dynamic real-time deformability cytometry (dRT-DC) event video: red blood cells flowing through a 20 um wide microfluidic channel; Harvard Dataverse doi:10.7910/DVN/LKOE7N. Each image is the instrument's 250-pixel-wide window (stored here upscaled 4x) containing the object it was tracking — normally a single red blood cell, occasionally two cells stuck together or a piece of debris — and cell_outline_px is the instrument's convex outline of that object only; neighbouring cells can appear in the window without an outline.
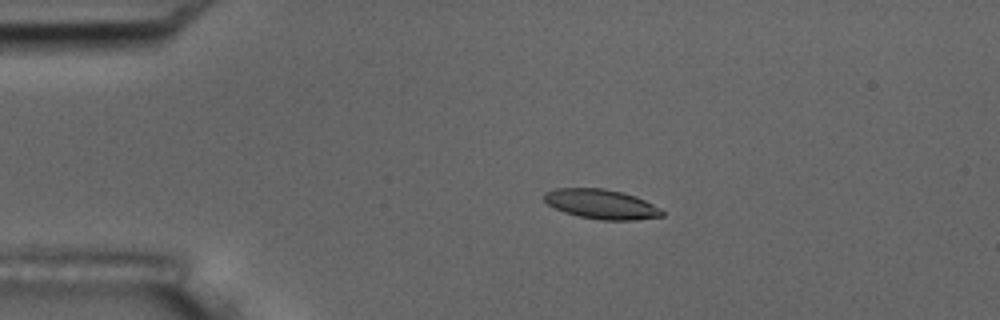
{"species": "common noctule bat (a hibernating species)", "species_latin": "Nyctalus noctula", "temperature_condition": "room temperature", "stored_images_in_passage": 5, "camera_frame_rate_fps": 3000, "um_per_image_px": 0.085, "animal": {"sex": "male", "body_mass_g": 17.5, "forearm_length_mm": 52.3}, "frame": {"image": 1, "passage_image": 3, "time_ms": 2.333, "image_size_px": [1000, 320], "cell_outline_px": [[664, 216], [636, 220], [600, 220], [580, 216], [564, 212], [548, 204], [544, 200], [544, 192], [556, 188], [604, 188], [636, 196], [660, 208], [664, 212]], "centroid_in_image_um": [51.12, 17.35], "position_along_channel_um": 33.9, "area_um2": 20.29}}